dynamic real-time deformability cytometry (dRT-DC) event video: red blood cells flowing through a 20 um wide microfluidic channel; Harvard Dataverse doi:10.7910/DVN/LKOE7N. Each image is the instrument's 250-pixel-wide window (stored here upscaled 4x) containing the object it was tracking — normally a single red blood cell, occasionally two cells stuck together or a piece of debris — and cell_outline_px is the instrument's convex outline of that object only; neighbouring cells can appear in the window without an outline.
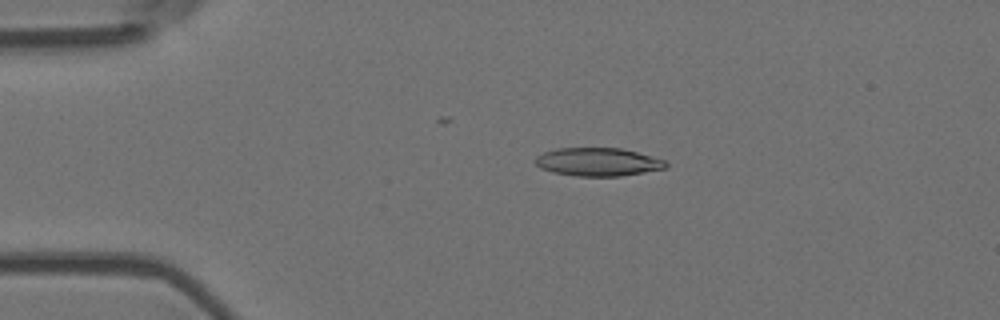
{"species": "Egyptian fruit bat (a non-hibernating species)", "species_latin": "Rousettus aegyptiacus", "temperature_condition": "room temperature", "stored_images_in_passage": 7, "camera_frame_rate_fps": 3000, "um_per_image_px": 0.085, "animal": {"sex": "female"}, "frame": {"image": 1, "passage_image": 3, "time_ms": 0.667, "image_size_px": [1000, 320], "cell_outline_px": [[668, 168], [620, 176], [576, 176], [552, 172], [540, 168], [536, 164], [536, 156], [544, 152], [556, 148], [620, 148], [636, 152], [664, 160], [668, 164]], "centroid_in_image_um": [50.81, 13.77], "position_along_channel_um": 34.2, "area_um2": 21.39}}
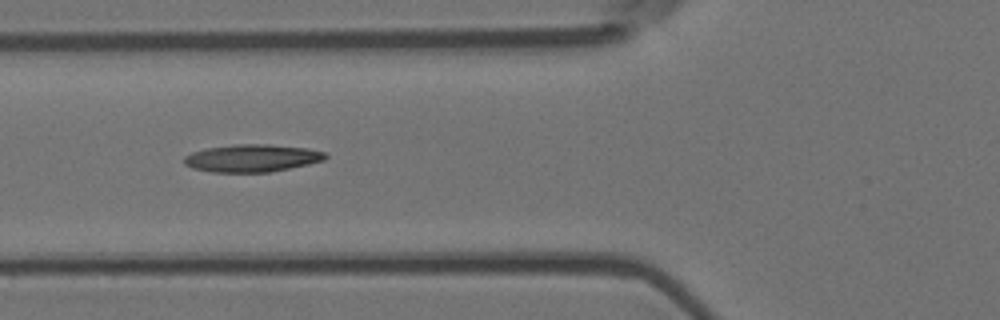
{"frame": {"image": 2, "passage_image": 5, "time_ms": 1.333, "image_size_px": [1000, 320], "cell_outline_px": [[328, 156], [324, 160], [308, 164], [268, 172], [212, 172], [192, 168], [184, 164], [184, 156], [192, 152], [204, 148], [236, 144], [268, 144], [308, 148], [328, 152]], "centroid_in_image_um": [21.42, 13.43], "position_along_channel_um": 104.4, "area_um2": 22.77}}
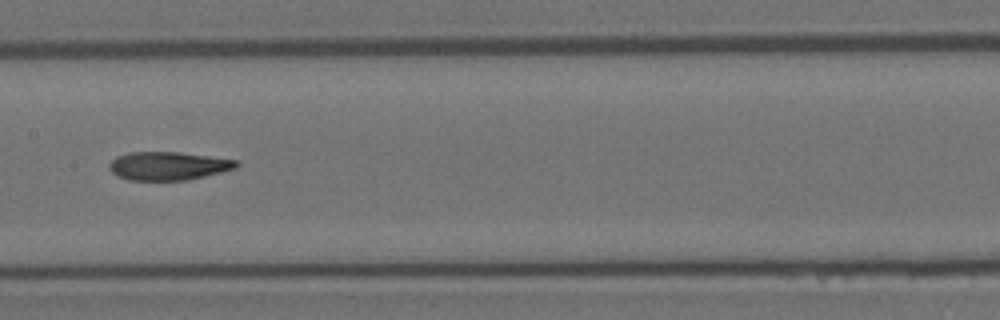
{"frame": {"image": 3, "passage_image": 7, "time_ms": 2.0, "image_size_px": [1000, 320], "cell_outline_px": [[240, 164], [236, 168], [188, 180], [128, 180], [116, 176], [108, 168], [108, 164], [116, 156], [128, 152], [180, 152], [236, 160]], "centroid_in_image_um": [14.25, 14.1], "position_along_channel_um": 193.1, "area_um2": 21.04}}